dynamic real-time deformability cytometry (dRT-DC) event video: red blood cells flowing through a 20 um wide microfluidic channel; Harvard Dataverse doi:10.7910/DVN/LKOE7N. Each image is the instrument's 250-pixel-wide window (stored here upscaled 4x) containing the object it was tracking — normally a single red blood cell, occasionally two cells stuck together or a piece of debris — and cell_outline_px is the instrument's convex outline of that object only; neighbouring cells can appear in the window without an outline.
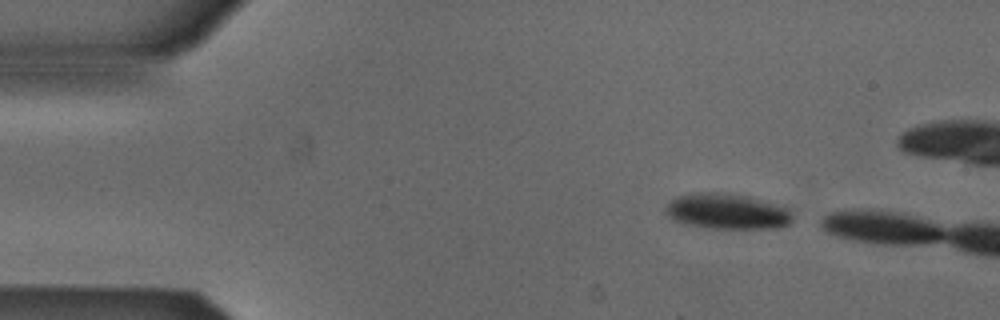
{"species": "Egyptian fruit bat (a non-hibernating species)", "species_latin": "Rousettus aegyptiacus", "temperature_condition": "cold", "stored_images_in_passage": 3, "camera_frame_rate_fps": 3000, "um_per_image_px": 0.085, "animal": {"sex": "male"}, "frame": {"image": 1, "passage_image": 1, "time_ms": 0.0, "image_size_px": [1000, 320], "cell_outline_px": [[792, 220], [788, 224], [776, 228], [708, 228], [684, 224], [672, 220], [664, 212], [664, 208], [676, 196], [692, 192], [728, 192], [752, 196], [788, 208], [792, 212]], "centroid_in_image_um": [61.77, 17.95], "position_along_channel_um": 23.2, "area_um2": 26.82}}